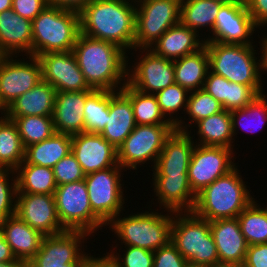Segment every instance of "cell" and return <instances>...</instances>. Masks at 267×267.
I'll return each instance as SVG.
<instances>
[{"label":"cell","mask_w":267,"mask_h":267,"mask_svg":"<svg viewBox=\"0 0 267 267\" xmlns=\"http://www.w3.org/2000/svg\"><path fill=\"white\" fill-rule=\"evenodd\" d=\"M267 94L259 95L253 102L241 109H235L231 112L232 131L235 136L241 127L244 131L254 133L262 129L267 123ZM239 126V127H237ZM256 126V127H255ZM259 130H257V129Z\"/></svg>","instance_id":"37"},{"label":"cell","mask_w":267,"mask_h":267,"mask_svg":"<svg viewBox=\"0 0 267 267\" xmlns=\"http://www.w3.org/2000/svg\"><path fill=\"white\" fill-rule=\"evenodd\" d=\"M221 4H239V3H246V0H214Z\"/></svg>","instance_id":"58"},{"label":"cell","mask_w":267,"mask_h":267,"mask_svg":"<svg viewBox=\"0 0 267 267\" xmlns=\"http://www.w3.org/2000/svg\"><path fill=\"white\" fill-rule=\"evenodd\" d=\"M121 91L131 100L136 125H173L162 113L154 94L140 92L128 83Z\"/></svg>","instance_id":"34"},{"label":"cell","mask_w":267,"mask_h":267,"mask_svg":"<svg viewBox=\"0 0 267 267\" xmlns=\"http://www.w3.org/2000/svg\"><path fill=\"white\" fill-rule=\"evenodd\" d=\"M52 169L57 186L84 180L85 178L80 163L72 152L63 157Z\"/></svg>","instance_id":"45"},{"label":"cell","mask_w":267,"mask_h":267,"mask_svg":"<svg viewBox=\"0 0 267 267\" xmlns=\"http://www.w3.org/2000/svg\"><path fill=\"white\" fill-rule=\"evenodd\" d=\"M135 126L131 100L121 90L110 91L109 115L100 135L118 149Z\"/></svg>","instance_id":"25"},{"label":"cell","mask_w":267,"mask_h":267,"mask_svg":"<svg viewBox=\"0 0 267 267\" xmlns=\"http://www.w3.org/2000/svg\"><path fill=\"white\" fill-rule=\"evenodd\" d=\"M70 135L55 132L48 139L25 148L21 164H35L53 168L63 157L71 153Z\"/></svg>","instance_id":"30"},{"label":"cell","mask_w":267,"mask_h":267,"mask_svg":"<svg viewBox=\"0 0 267 267\" xmlns=\"http://www.w3.org/2000/svg\"><path fill=\"white\" fill-rule=\"evenodd\" d=\"M210 71L230 82L262 86L256 45H234L205 42Z\"/></svg>","instance_id":"7"},{"label":"cell","mask_w":267,"mask_h":267,"mask_svg":"<svg viewBox=\"0 0 267 267\" xmlns=\"http://www.w3.org/2000/svg\"><path fill=\"white\" fill-rule=\"evenodd\" d=\"M0 267H28V263L19 259L9 262H1Z\"/></svg>","instance_id":"55"},{"label":"cell","mask_w":267,"mask_h":267,"mask_svg":"<svg viewBox=\"0 0 267 267\" xmlns=\"http://www.w3.org/2000/svg\"><path fill=\"white\" fill-rule=\"evenodd\" d=\"M49 6H57L64 9L80 12L92 0H46Z\"/></svg>","instance_id":"51"},{"label":"cell","mask_w":267,"mask_h":267,"mask_svg":"<svg viewBox=\"0 0 267 267\" xmlns=\"http://www.w3.org/2000/svg\"><path fill=\"white\" fill-rule=\"evenodd\" d=\"M14 122L25 148L48 139L56 132L53 117L22 116L17 117Z\"/></svg>","instance_id":"40"},{"label":"cell","mask_w":267,"mask_h":267,"mask_svg":"<svg viewBox=\"0 0 267 267\" xmlns=\"http://www.w3.org/2000/svg\"><path fill=\"white\" fill-rule=\"evenodd\" d=\"M10 245L6 242L3 234L0 231V263L9 262L15 260Z\"/></svg>","instance_id":"52"},{"label":"cell","mask_w":267,"mask_h":267,"mask_svg":"<svg viewBox=\"0 0 267 267\" xmlns=\"http://www.w3.org/2000/svg\"><path fill=\"white\" fill-rule=\"evenodd\" d=\"M24 157L25 147L16 123L7 117H0V165L4 169L15 170Z\"/></svg>","instance_id":"35"},{"label":"cell","mask_w":267,"mask_h":267,"mask_svg":"<svg viewBox=\"0 0 267 267\" xmlns=\"http://www.w3.org/2000/svg\"><path fill=\"white\" fill-rule=\"evenodd\" d=\"M188 267H212V266H206V265H192V264H189Z\"/></svg>","instance_id":"61"},{"label":"cell","mask_w":267,"mask_h":267,"mask_svg":"<svg viewBox=\"0 0 267 267\" xmlns=\"http://www.w3.org/2000/svg\"><path fill=\"white\" fill-rule=\"evenodd\" d=\"M88 267H114L110 262H108L103 256L95 257Z\"/></svg>","instance_id":"54"},{"label":"cell","mask_w":267,"mask_h":267,"mask_svg":"<svg viewBox=\"0 0 267 267\" xmlns=\"http://www.w3.org/2000/svg\"><path fill=\"white\" fill-rule=\"evenodd\" d=\"M10 174H13L14 179ZM15 174V170L12 169H5L0 174V222L15 214L17 195V179Z\"/></svg>","instance_id":"43"},{"label":"cell","mask_w":267,"mask_h":267,"mask_svg":"<svg viewBox=\"0 0 267 267\" xmlns=\"http://www.w3.org/2000/svg\"><path fill=\"white\" fill-rule=\"evenodd\" d=\"M258 28L245 3L223 4L216 16L212 36L205 42L234 45H253V34ZM207 38V39H206ZM252 40H250V39Z\"/></svg>","instance_id":"16"},{"label":"cell","mask_w":267,"mask_h":267,"mask_svg":"<svg viewBox=\"0 0 267 267\" xmlns=\"http://www.w3.org/2000/svg\"><path fill=\"white\" fill-rule=\"evenodd\" d=\"M87 236L90 234L81 230L44 236L39 251L28 262V267H69L72 262H92L95 256L82 251Z\"/></svg>","instance_id":"12"},{"label":"cell","mask_w":267,"mask_h":267,"mask_svg":"<svg viewBox=\"0 0 267 267\" xmlns=\"http://www.w3.org/2000/svg\"><path fill=\"white\" fill-rule=\"evenodd\" d=\"M189 132L174 130L166 139L164 147L152 164L153 176L188 175L189 162L195 142Z\"/></svg>","instance_id":"20"},{"label":"cell","mask_w":267,"mask_h":267,"mask_svg":"<svg viewBox=\"0 0 267 267\" xmlns=\"http://www.w3.org/2000/svg\"><path fill=\"white\" fill-rule=\"evenodd\" d=\"M189 93L186 88L174 83L154 94L162 113L175 126L182 120V117L176 116L175 118L172 115L174 113L177 115L179 110L186 111Z\"/></svg>","instance_id":"41"},{"label":"cell","mask_w":267,"mask_h":267,"mask_svg":"<svg viewBox=\"0 0 267 267\" xmlns=\"http://www.w3.org/2000/svg\"><path fill=\"white\" fill-rule=\"evenodd\" d=\"M15 172L17 194L54 195L57 185L52 168L35 164H20Z\"/></svg>","instance_id":"32"},{"label":"cell","mask_w":267,"mask_h":267,"mask_svg":"<svg viewBox=\"0 0 267 267\" xmlns=\"http://www.w3.org/2000/svg\"><path fill=\"white\" fill-rule=\"evenodd\" d=\"M15 214L44 236L66 231L59 221L54 195L17 194Z\"/></svg>","instance_id":"18"},{"label":"cell","mask_w":267,"mask_h":267,"mask_svg":"<svg viewBox=\"0 0 267 267\" xmlns=\"http://www.w3.org/2000/svg\"><path fill=\"white\" fill-rule=\"evenodd\" d=\"M233 152L222 146L195 145L188 168L189 184L195 194L236 167Z\"/></svg>","instance_id":"13"},{"label":"cell","mask_w":267,"mask_h":267,"mask_svg":"<svg viewBox=\"0 0 267 267\" xmlns=\"http://www.w3.org/2000/svg\"><path fill=\"white\" fill-rule=\"evenodd\" d=\"M37 58L42 67V80L56 92L93 90L86 82L73 51L47 52Z\"/></svg>","instance_id":"17"},{"label":"cell","mask_w":267,"mask_h":267,"mask_svg":"<svg viewBox=\"0 0 267 267\" xmlns=\"http://www.w3.org/2000/svg\"><path fill=\"white\" fill-rule=\"evenodd\" d=\"M46 0H12V9L19 16L33 21L46 7Z\"/></svg>","instance_id":"48"},{"label":"cell","mask_w":267,"mask_h":267,"mask_svg":"<svg viewBox=\"0 0 267 267\" xmlns=\"http://www.w3.org/2000/svg\"><path fill=\"white\" fill-rule=\"evenodd\" d=\"M135 4V52L149 49L165 31L180 21L181 0H135Z\"/></svg>","instance_id":"8"},{"label":"cell","mask_w":267,"mask_h":267,"mask_svg":"<svg viewBox=\"0 0 267 267\" xmlns=\"http://www.w3.org/2000/svg\"><path fill=\"white\" fill-rule=\"evenodd\" d=\"M198 128L199 142H195L204 146H222L233 149L235 140L232 131L231 112L222 110L212 116L206 117L198 121L195 126Z\"/></svg>","instance_id":"31"},{"label":"cell","mask_w":267,"mask_h":267,"mask_svg":"<svg viewBox=\"0 0 267 267\" xmlns=\"http://www.w3.org/2000/svg\"><path fill=\"white\" fill-rule=\"evenodd\" d=\"M0 50L5 56H32V21L12 8L0 13Z\"/></svg>","instance_id":"24"},{"label":"cell","mask_w":267,"mask_h":267,"mask_svg":"<svg viewBox=\"0 0 267 267\" xmlns=\"http://www.w3.org/2000/svg\"><path fill=\"white\" fill-rule=\"evenodd\" d=\"M0 231L16 259L29 262L39 251L44 237L16 214L0 222Z\"/></svg>","instance_id":"26"},{"label":"cell","mask_w":267,"mask_h":267,"mask_svg":"<svg viewBox=\"0 0 267 267\" xmlns=\"http://www.w3.org/2000/svg\"><path fill=\"white\" fill-rule=\"evenodd\" d=\"M168 212L162 215L158 211L146 210L144 213H134L126 217L119 213L107 226L112 228L121 245L124 243L125 246L140 247L154 252L170 242L173 212Z\"/></svg>","instance_id":"6"},{"label":"cell","mask_w":267,"mask_h":267,"mask_svg":"<svg viewBox=\"0 0 267 267\" xmlns=\"http://www.w3.org/2000/svg\"><path fill=\"white\" fill-rule=\"evenodd\" d=\"M240 174L236 166L203 188L196 194L192 212L208 221L237 218L255 199Z\"/></svg>","instance_id":"3"},{"label":"cell","mask_w":267,"mask_h":267,"mask_svg":"<svg viewBox=\"0 0 267 267\" xmlns=\"http://www.w3.org/2000/svg\"><path fill=\"white\" fill-rule=\"evenodd\" d=\"M124 248L126 250L123 249V255L115 252L117 250H113L105 256L103 254V257L114 267H153L154 253L152 251L135 246H125Z\"/></svg>","instance_id":"42"},{"label":"cell","mask_w":267,"mask_h":267,"mask_svg":"<svg viewBox=\"0 0 267 267\" xmlns=\"http://www.w3.org/2000/svg\"><path fill=\"white\" fill-rule=\"evenodd\" d=\"M12 8V0H0V13Z\"/></svg>","instance_id":"56"},{"label":"cell","mask_w":267,"mask_h":267,"mask_svg":"<svg viewBox=\"0 0 267 267\" xmlns=\"http://www.w3.org/2000/svg\"><path fill=\"white\" fill-rule=\"evenodd\" d=\"M55 95V88L42 80L6 108V117L13 121L22 116L52 117Z\"/></svg>","instance_id":"28"},{"label":"cell","mask_w":267,"mask_h":267,"mask_svg":"<svg viewBox=\"0 0 267 267\" xmlns=\"http://www.w3.org/2000/svg\"><path fill=\"white\" fill-rule=\"evenodd\" d=\"M244 262L249 267H267V243L248 245Z\"/></svg>","instance_id":"49"},{"label":"cell","mask_w":267,"mask_h":267,"mask_svg":"<svg viewBox=\"0 0 267 267\" xmlns=\"http://www.w3.org/2000/svg\"><path fill=\"white\" fill-rule=\"evenodd\" d=\"M170 242L192 265L216 267L219 264L210 221L194 212H173Z\"/></svg>","instance_id":"5"},{"label":"cell","mask_w":267,"mask_h":267,"mask_svg":"<svg viewBox=\"0 0 267 267\" xmlns=\"http://www.w3.org/2000/svg\"><path fill=\"white\" fill-rule=\"evenodd\" d=\"M141 57L127 68V83L134 89L155 94L175 83L174 61L156 55L150 49H139ZM144 51V53H143ZM139 61V62H138Z\"/></svg>","instance_id":"15"},{"label":"cell","mask_w":267,"mask_h":267,"mask_svg":"<svg viewBox=\"0 0 267 267\" xmlns=\"http://www.w3.org/2000/svg\"><path fill=\"white\" fill-rule=\"evenodd\" d=\"M54 197L59 221L66 230H81L91 235L106 226L92 212L85 180L57 186Z\"/></svg>","instance_id":"9"},{"label":"cell","mask_w":267,"mask_h":267,"mask_svg":"<svg viewBox=\"0 0 267 267\" xmlns=\"http://www.w3.org/2000/svg\"><path fill=\"white\" fill-rule=\"evenodd\" d=\"M5 57V55L2 53V51L0 50V63H1V60Z\"/></svg>","instance_id":"62"},{"label":"cell","mask_w":267,"mask_h":267,"mask_svg":"<svg viewBox=\"0 0 267 267\" xmlns=\"http://www.w3.org/2000/svg\"><path fill=\"white\" fill-rule=\"evenodd\" d=\"M79 34V12L48 5L32 21V56L72 51Z\"/></svg>","instance_id":"4"},{"label":"cell","mask_w":267,"mask_h":267,"mask_svg":"<svg viewBox=\"0 0 267 267\" xmlns=\"http://www.w3.org/2000/svg\"><path fill=\"white\" fill-rule=\"evenodd\" d=\"M223 4L214 0H181L180 23L197 34L205 27L212 32L216 16ZM199 29V30H198Z\"/></svg>","instance_id":"33"},{"label":"cell","mask_w":267,"mask_h":267,"mask_svg":"<svg viewBox=\"0 0 267 267\" xmlns=\"http://www.w3.org/2000/svg\"><path fill=\"white\" fill-rule=\"evenodd\" d=\"M222 110L221 103L204 89L191 91L188 96L187 109L185 112V115H189L188 118L190 121L186 124L184 120H181L175 126V130L189 132L188 128L192 123L195 122L194 124H196L198 121L219 113Z\"/></svg>","instance_id":"38"},{"label":"cell","mask_w":267,"mask_h":267,"mask_svg":"<svg viewBox=\"0 0 267 267\" xmlns=\"http://www.w3.org/2000/svg\"><path fill=\"white\" fill-rule=\"evenodd\" d=\"M91 262H72L69 263V267H88Z\"/></svg>","instance_id":"59"},{"label":"cell","mask_w":267,"mask_h":267,"mask_svg":"<svg viewBox=\"0 0 267 267\" xmlns=\"http://www.w3.org/2000/svg\"><path fill=\"white\" fill-rule=\"evenodd\" d=\"M72 51L91 89L120 91L127 83L129 56L117 45L80 33Z\"/></svg>","instance_id":"1"},{"label":"cell","mask_w":267,"mask_h":267,"mask_svg":"<svg viewBox=\"0 0 267 267\" xmlns=\"http://www.w3.org/2000/svg\"><path fill=\"white\" fill-rule=\"evenodd\" d=\"M152 185L160 208L166 212H192L196 194L192 191L188 175L153 176Z\"/></svg>","instance_id":"22"},{"label":"cell","mask_w":267,"mask_h":267,"mask_svg":"<svg viewBox=\"0 0 267 267\" xmlns=\"http://www.w3.org/2000/svg\"><path fill=\"white\" fill-rule=\"evenodd\" d=\"M210 230L216 244L219 264L245 261L248 243L237 218L210 221Z\"/></svg>","instance_id":"23"},{"label":"cell","mask_w":267,"mask_h":267,"mask_svg":"<svg viewBox=\"0 0 267 267\" xmlns=\"http://www.w3.org/2000/svg\"><path fill=\"white\" fill-rule=\"evenodd\" d=\"M15 58L18 57L5 56L0 63V102L5 108L42 81V67L37 57L27 56L29 62Z\"/></svg>","instance_id":"14"},{"label":"cell","mask_w":267,"mask_h":267,"mask_svg":"<svg viewBox=\"0 0 267 267\" xmlns=\"http://www.w3.org/2000/svg\"><path fill=\"white\" fill-rule=\"evenodd\" d=\"M237 219L248 245L267 243V206L253 200Z\"/></svg>","instance_id":"36"},{"label":"cell","mask_w":267,"mask_h":267,"mask_svg":"<svg viewBox=\"0 0 267 267\" xmlns=\"http://www.w3.org/2000/svg\"><path fill=\"white\" fill-rule=\"evenodd\" d=\"M5 169L0 165V174L4 171Z\"/></svg>","instance_id":"63"},{"label":"cell","mask_w":267,"mask_h":267,"mask_svg":"<svg viewBox=\"0 0 267 267\" xmlns=\"http://www.w3.org/2000/svg\"><path fill=\"white\" fill-rule=\"evenodd\" d=\"M199 35L179 22L165 31L149 49L158 56L175 61L204 46V38Z\"/></svg>","instance_id":"27"},{"label":"cell","mask_w":267,"mask_h":267,"mask_svg":"<svg viewBox=\"0 0 267 267\" xmlns=\"http://www.w3.org/2000/svg\"><path fill=\"white\" fill-rule=\"evenodd\" d=\"M209 70V56L204 45L198 51L174 61L175 83L189 92L203 89Z\"/></svg>","instance_id":"29"},{"label":"cell","mask_w":267,"mask_h":267,"mask_svg":"<svg viewBox=\"0 0 267 267\" xmlns=\"http://www.w3.org/2000/svg\"><path fill=\"white\" fill-rule=\"evenodd\" d=\"M262 86H247L229 81L226 110L241 109L253 102L259 95L264 94Z\"/></svg>","instance_id":"44"},{"label":"cell","mask_w":267,"mask_h":267,"mask_svg":"<svg viewBox=\"0 0 267 267\" xmlns=\"http://www.w3.org/2000/svg\"><path fill=\"white\" fill-rule=\"evenodd\" d=\"M203 89L213 98L219 101L222 105V108L226 110V98H228L229 80L209 70L204 81Z\"/></svg>","instance_id":"47"},{"label":"cell","mask_w":267,"mask_h":267,"mask_svg":"<svg viewBox=\"0 0 267 267\" xmlns=\"http://www.w3.org/2000/svg\"><path fill=\"white\" fill-rule=\"evenodd\" d=\"M71 139V152L85 175L119 165L117 149L100 134L82 132Z\"/></svg>","instance_id":"19"},{"label":"cell","mask_w":267,"mask_h":267,"mask_svg":"<svg viewBox=\"0 0 267 267\" xmlns=\"http://www.w3.org/2000/svg\"><path fill=\"white\" fill-rule=\"evenodd\" d=\"M245 4L255 25L258 28L267 26V0H246Z\"/></svg>","instance_id":"50"},{"label":"cell","mask_w":267,"mask_h":267,"mask_svg":"<svg viewBox=\"0 0 267 267\" xmlns=\"http://www.w3.org/2000/svg\"><path fill=\"white\" fill-rule=\"evenodd\" d=\"M0 112H1V117H6V108L1 104V102H0Z\"/></svg>","instance_id":"60"},{"label":"cell","mask_w":267,"mask_h":267,"mask_svg":"<svg viewBox=\"0 0 267 267\" xmlns=\"http://www.w3.org/2000/svg\"><path fill=\"white\" fill-rule=\"evenodd\" d=\"M110 91L94 90L85 101L84 126L85 132L100 134L109 115Z\"/></svg>","instance_id":"39"},{"label":"cell","mask_w":267,"mask_h":267,"mask_svg":"<svg viewBox=\"0 0 267 267\" xmlns=\"http://www.w3.org/2000/svg\"><path fill=\"white\" fill-rule=\"evenodd\" d=\"M120 165L85 175L92 212L107 225L124 210V184ZM124 198V199H123Z\"/></svg>","instance_id":"11"},{"label":"cell","mask_w":267,"mask_h":267,"mask_svg":"<svg viewBox=\"0 0 267 267\" xmlns=\"http://www.w3.org/2000/svg\"><path fill=\"white\" fill-rule=\"evenodd\" d=\"M93 91L56 92L52 117L57 133L73 136L85 132L84 105Z\"/></svg>","instance_id":"21"},{"label":"cell","mask_w":267,"mask_h":267,"mask_svg":"<svg viewBox=\"0 0 267 267\" xmlns=\"http://www.w3.org/2000/svg\"><path fill=\"white\" fill-rule=\"evenodd\" d=\"M216 267H249V266L245 262H243V263L218 264Z\"/></svg>","instance_id":"57"},{"label":"cell","mask_w":267,"mask_h":267,"mask_svg":"<svg viewBox=\"0 0 267 267\" xmlns=\"http://www.w3.org/2000/svg\"><path fill=\"white\" fill-rule=\"evenodd\" d=\"M263 37H265V38L261 39L262 42L259 41V43H261L260 48L262 50L260 49L261 55L259 56L260 59H258L259 60V71H260L261 77H262V74H261L262 71H263V73H264V71L267 72V36L263 35Z\"/></svg>","instance_id":"53"},{"label":"cell","mask_w":267,"mask_h":267,"mask_svg":"<svg viewBox=\"0 0 267 267\" xmlns=\"http://www.w3.org/2000/svg\"><path fill=\"white\" fill-rule=\"evenodd\" d=\"M134 3L135 0H92L79 12L80 33L113 43L125 52L133 50L136 22Z\"/></svg>","instance_id":"2"},{"label":"cell","mask_w":267,"mask_h":267,"mask_svg":"<svg viewBox=\"0 0 267 267\" xmlns=\"http://www.w3.org/2000/svg\"><path fill=\"white\" fill-rule=\"evenodd\" d=\"M153 253V267H188L190 264L171 242Z\"/></svg>","instance_id":"46"},{"label":"cell","mask_w":267,"mask_h":267,"mask_svg":"<svg viewBox=\"0 0 267 267\" xmlns=\"http://www.w3.org/2000/svg\"><path fill=\"white\" fill-rule=\"evenodd\" d=\"M175 125H136L117 149L118 164L125 170H137L147 161L155 165L166 139Z\"/></svg>","instance_id":"10"}]
</instances>
